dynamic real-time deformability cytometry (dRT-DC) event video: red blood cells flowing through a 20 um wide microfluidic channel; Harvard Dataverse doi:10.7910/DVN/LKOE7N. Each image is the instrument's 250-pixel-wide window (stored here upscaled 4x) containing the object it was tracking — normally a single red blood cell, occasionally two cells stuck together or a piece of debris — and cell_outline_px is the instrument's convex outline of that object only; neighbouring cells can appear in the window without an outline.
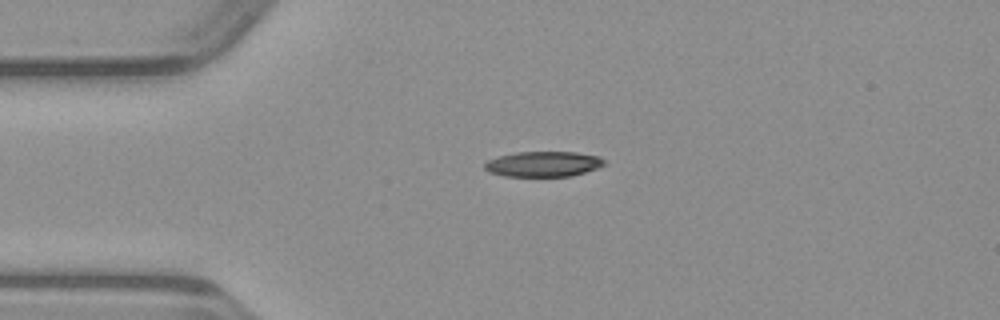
{"species": "common noctule bat (a hibernating species)", "species_latin": "Nyctalus noctula", "temperature_condition": "warm", "stored_images_in_passage": 39, "camera_frame_rate_fps": 3000, "um_per_image_px": 0.085, "animal": {"sex": "male", "body_mass_g": 23.1, "forearm_length_mm": 52.7}, "frame": {"image": 1, "passage_image": 1, "time_ms": 0.0, "image_size_px": [1000, 320], "cell_outline_px": [[604, 164], [596, 168], [572, 176], [504, 176], [488, 172], [484, 168], [484, 164], [488, 160], [500, 156], [516, 152], [576, 152], [600, 156], [604, 160]], "centroid_in_image_um": [46.16, 13.94], "position_along_channel_um": 38.8, "area_um2": 17.57}}
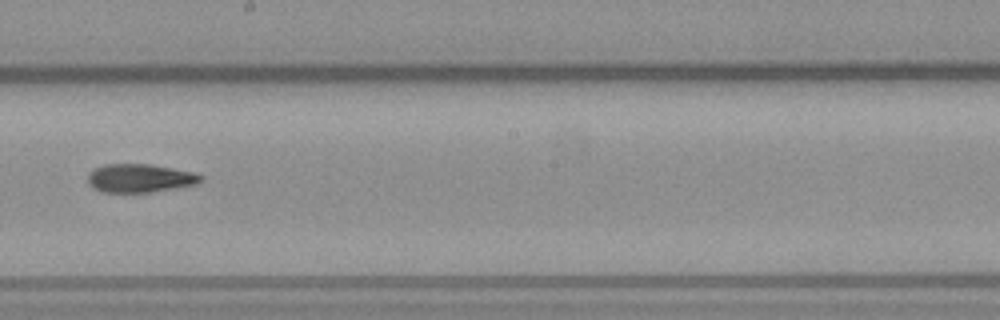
{"frame": {"image": 2, "passage_image": 17, "time_ms": 5.333, "image_size_px": [1000, 320], "cell_outline_px": [[204, 176], [196, 184], [176, 188], [152, 192], [100, 192], [92, 188], [88, 184], [88, 172], [92, 168], [104, 164], [148, 164], [196, 172]], "centroid_in_image_um": [11.85, 15.14], "position_along_channel_um": 236.4, "area_um2": 18.96}}
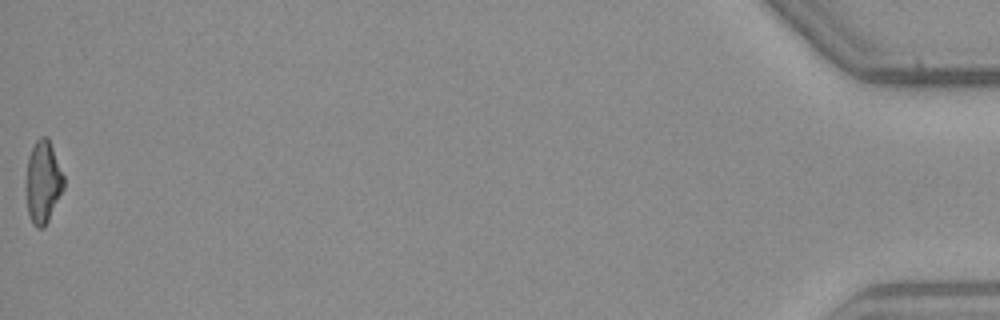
{"frame": {"image": 3, "passage_image": 39, "time_ms": 12.667, "image_size_px": [1000, 320], "cell_outline_px": [[64, 188], [44, 228], [36, 228], [32, 224], [28, 212], [28, 156], [36, 140], [40, 136], [48, 136], [64, 176]], "centroid_in_image_um": [3.69, 15.45], "position_along_channel_um": 431.5, "area_um2": 17.63}}